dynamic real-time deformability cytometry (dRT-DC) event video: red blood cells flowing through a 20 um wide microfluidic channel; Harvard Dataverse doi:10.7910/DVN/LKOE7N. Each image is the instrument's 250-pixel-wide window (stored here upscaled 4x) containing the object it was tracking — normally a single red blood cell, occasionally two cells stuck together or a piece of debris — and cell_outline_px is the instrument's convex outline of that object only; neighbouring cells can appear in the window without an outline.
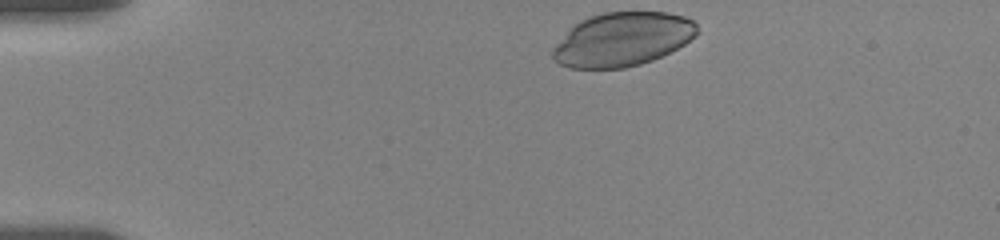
{"species": "human", "species_latin": "Homo sapiens", "temperature_condition": "room temperature", "stored_images_in_passage": 39, "camera_frame_rate_fps": 3000, "um_per_image_px": 0.085, "donor": {"sex": "female"}, "frame": {"image": 1, "passage_image": 1, "time_ms": 0.0, "image_size_px": [1000, 240], "cell_outline_px": [[700, 32], [696, 36], [684, 44], [652, 60], [640, 64], [624, 68], [572, 68], [560, 64], [552, 56], [552, 48], [580, 20], [604, 12], [664, 12], [684, 16], [692, 20], [696, 24]], "centroid_in_image_um": [52.94, 3.34], "position_along_channel_um": 32.1, "area_um2": 44.85}}
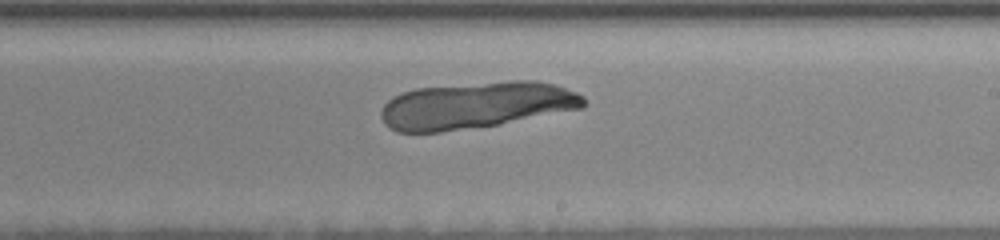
{"frame": {"image": 2, "passage_image": 19, "time_ms": 8.0, "image_size_px": [1000, 240], "cell_outline_px": [[588, 104], [584, 108], [500, 124], [440, 132], [396, 132], [388, 128], [384, 124], [380, 116], [380, 112], [384, 104], [392, 96], [416, 88], [508, 80], [536, 80], [552, 84], [576, 92], [584, 96]], "centroid_in_image_um": [40.47, 8.95], "position_along_channel_um": 248.5, "area_um2": 55.6}}
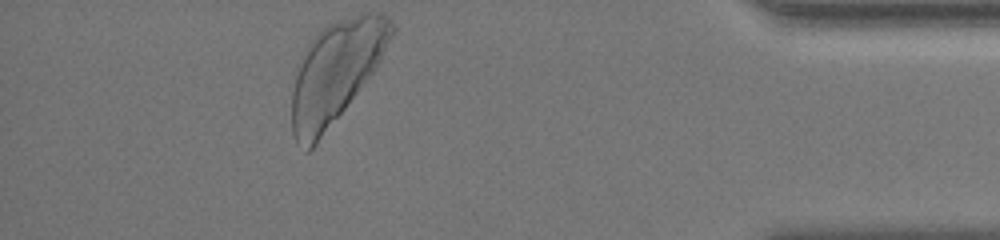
{"frame": {"image": 3, "passage_image": 39, "time_ms": 13.667, "image_size_px": [1000, 240], "cell_outline_px": [[396, 28], [376, 68], [316, 144], [308, 152], [296, 144], [292, 132], [292, 92], [296, 76], [304, 52], [308, 44], [316, 32], [328, 24], [360, 12], [380, 12], [388, 16], [392, 20]], "centroid_in_image_um": [28.56, 6.1], "position_along_channel_um": 406.6, "area_um2": 58.2}}